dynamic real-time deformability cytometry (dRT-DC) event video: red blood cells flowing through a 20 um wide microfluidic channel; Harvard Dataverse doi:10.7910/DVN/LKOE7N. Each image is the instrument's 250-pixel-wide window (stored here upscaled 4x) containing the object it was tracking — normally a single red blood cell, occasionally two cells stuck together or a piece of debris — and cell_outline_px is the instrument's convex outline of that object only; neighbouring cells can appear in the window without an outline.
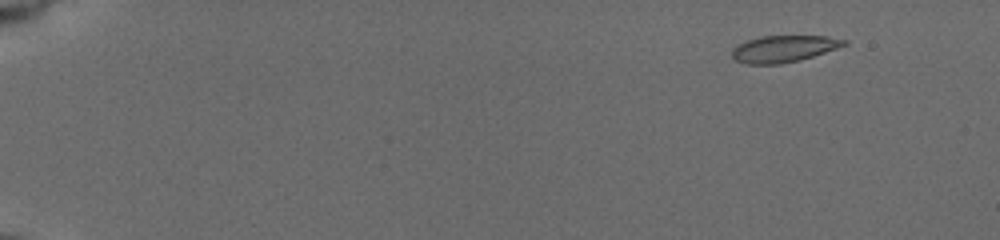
{"species": "common noctule bat (a hibernating species)", "species_latin": "Nyctalus noctula", "temperature_condition": "cold", "stored_images_in_passage": 52, "camera_frame_rate_fps": 3000, "um_per_image_px": 0.085, "animal": {"sex": "female", "body_mass_g": 19.5, "forearm_length_mm": 54.1}, "frame": {"image": 1, "passage_image": 1, "time_ms": 0.0, "image_size_px": [1000, 240], "cell_outline_px": [[848, 44], [800, 60], [780, 64], [748, 64], [736, 60], [732, 56], [732, 48], [736, 44], [760, 36], [828, 36], [848, 40]], "centroid_in_image_um": [66.6, 4.14], "position_along_channel_um": 18.4, "area_um2": 17.4}}
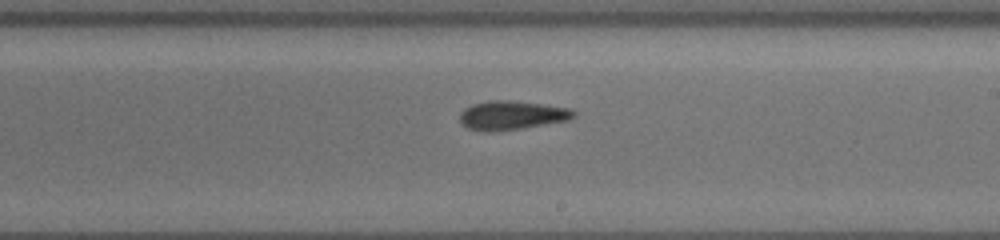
{"frame": {"image": 2, "passage_image": 31, "time_ms": 10.0, "image_size_px": [1000, 240], "cell_outline_px": [[576, 116], [568, 120], [520, 128], [492, 132], [484, 132], [468, 128], [460, 124], [460, 112], [464, 108], [472, 104], [488, 100], [508, 100], [572, 108], [576, 112]], "centroid_in_image_um": [43.46, 9.8], "position_along_channel_um": 245.5, "area_um2": 19.25}}
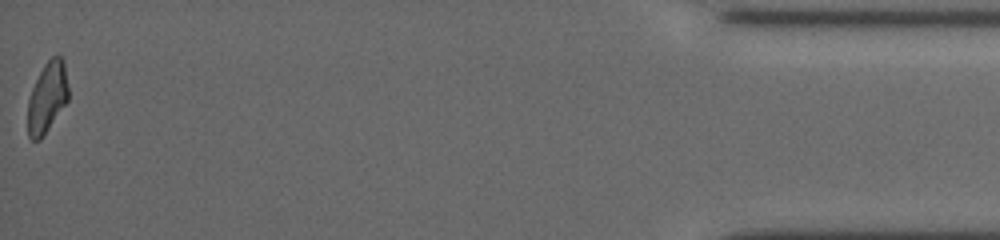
{"frame": {"image": 3, "passage_image": 52, "time_ms": 17.0, "image_size_px": [1000, 240], "cell_outline_px": [[68, 100], [40, 140], [32, 140], [28, 136], [28, 100], [32, 88], [44, 64], [52, 56], [60, 56], [64, 60], [68, 88]], "centroid_in_image_um": [4.01, 8.27], "position_along_channel_um": 431.2, "area_um2": 16.53}, "authors_computed_cell_mechanics": {"area_um2": 18.3226, "velocity_mm_per_s": 3.7673, "shape_relaxation_time_tau1_ms": null, "shape_relaxation_time_tau2_ms": 5.2112, "deformation_change_tau1": null, "deformation_change_tau2": 0.1328}}